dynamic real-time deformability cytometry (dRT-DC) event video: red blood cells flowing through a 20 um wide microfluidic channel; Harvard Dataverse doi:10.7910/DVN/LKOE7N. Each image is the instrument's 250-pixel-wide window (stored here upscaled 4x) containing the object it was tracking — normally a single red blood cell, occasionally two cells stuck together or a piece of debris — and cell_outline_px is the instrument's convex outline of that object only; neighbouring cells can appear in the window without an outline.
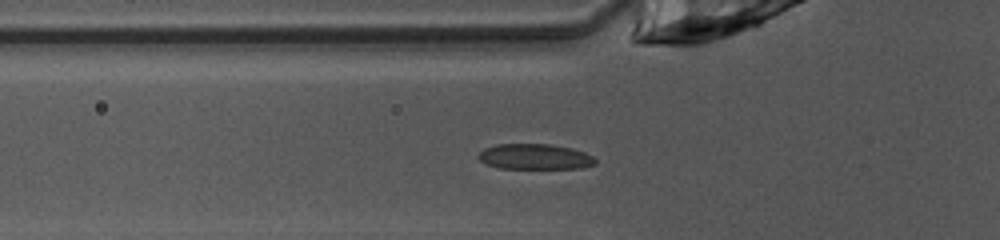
{"species": "common noctule bat (a hibernating species)", "species_latin": "Nyctalus noctula", "temperature_condition": "warm", "stored_images_in_passage": 35, "camera_frame_rate_fps": 3000, "um_per_image_px": 0.085, "animal": {"sex": "female", "body_mass_g": 10.0, "forearm_length_mm": 53.1}, "frame": {"image": 1, "passage_image": 3, "time_ms": 0.667, "image_size_px": [1000, 240], "cell_outline_px": [[596, 164], [580, 168], [500, 168], [488, 164], [480, 160], [476, 156], [484, 148], [496, 144], [552, 144], [572, 148], [584, 152], [592, 156], [596, 160]], "centroid_in_image_um": [45.46, 13.31], "position_along_channel_um": 80.3, "area_um2": 17.34}}
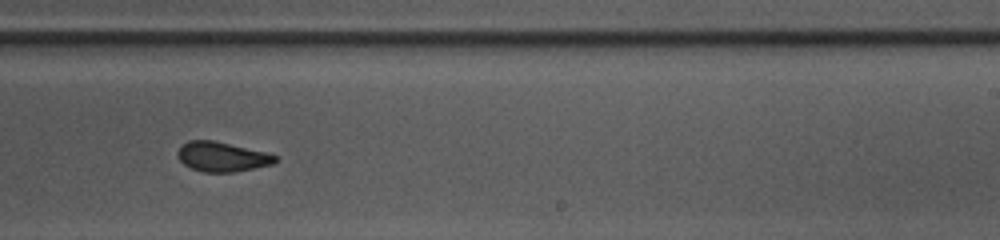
{"frame": {"image": 2, "passage_image": 17, "time_ms": 5.333, "image_size_px": [1000, 240], "cell_outline_px": [[276, 160], [272, 164], [236, 172], [204, 172], [192, 168], [184, 164], [180, 160], [176, 152], [180, 144], [188, 140], [212, 140], [268, 152], [276, 156]], "centroid_in_image_um": [18.84, 13.31], "position_along_channel_um": 270.2, "area_um2": 16.94}}
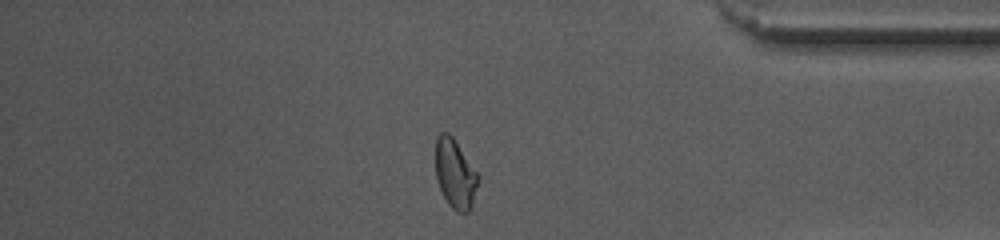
{"frame": {"image": 3, "passage_image": 28, "time_ms": 9.0, "image_size_px": [1000, 240], "cell_outline_px": [[480, 180], [472, 204], [468, 212], [456, 212], [448, 204], [440, 188], [436, 176], [436, 136], [440, 132], [448, 132], [452, 136], [480, 176]], "centroid_in_image_um": [38.7, 14.77], "position_along_channel_um": 396.5, "area_um2": 17.17}, "authors_computed_cell_mechanics": {"area_um2": 17.629, "velocity_mm_per_s": 4.0426, "shape_relaxation_time_tau1_ms": 2.7614, "shape_relaxation_time_tau2_ms": 1.6215, "deformation_change_tau1": 0.1179, "deformation_change_tau2": 0.0627}}